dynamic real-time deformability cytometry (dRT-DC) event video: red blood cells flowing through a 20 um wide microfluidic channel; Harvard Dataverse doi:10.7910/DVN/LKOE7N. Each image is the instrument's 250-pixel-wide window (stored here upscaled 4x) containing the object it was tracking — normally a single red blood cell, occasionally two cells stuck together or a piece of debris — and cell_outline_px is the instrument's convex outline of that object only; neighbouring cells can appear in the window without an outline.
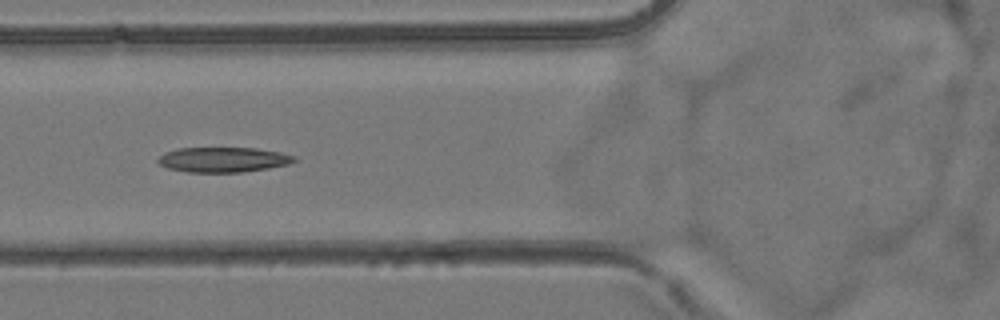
{"species": "common noctule bat (a hibernating species)", "species_latin": "Nyctalus noctula", "temperature_condition": "room temperature", "stored_images_in_passage": 8, "camera_frame_rate_fps": 3000, "um_per_image_px": 0.085, "animal": {"sex": "female", "body_mass_g": 24.6, "forearm_length_mm": 56.2}, "frame": {"image": 1, "passage_image": 5, "time_ms": 4.667, "image_size_px": [1000, 320], "cell_outline_px": [[296, 160], [288, 164], [268, 168], [240, 172], [188, 172], [168, 168], [160, 164], [156, 160], [164, 152], [176, 148], [256, 148], [280, 152], [296, 156]], "centroid_in_image_um": [18.95, 13.56], "position_along_channel_um": 106.8, "area_um2": 19.83}}
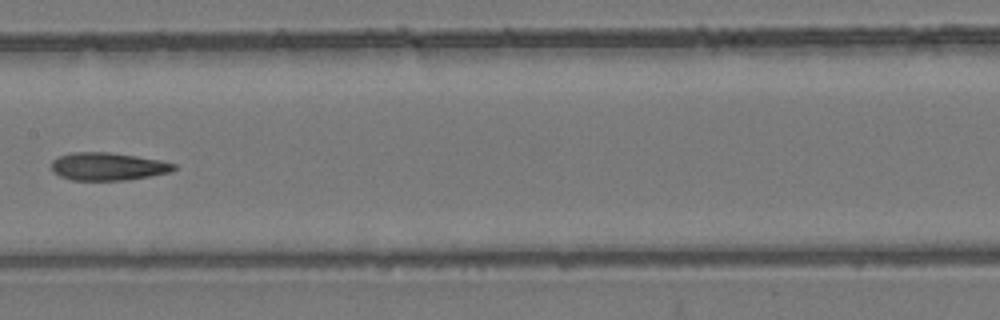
{"frame": {"image": 2, "passage_image": 7, "time_ms": 7.0, "image_size_px": [1000, 320], "cell_outline_px": [[176, 168], [172, 172], [128, 180], [72, 180], [60, 176], [52, 172], [52, 160], [60, 156], [72, 152], [108, 152], [136, 156], [160, 160], [176, 164]], "centroid_in_image_um": [9.18, 14.15], "position_along_channel_um": 198.2, "area_um2": 19.88}}
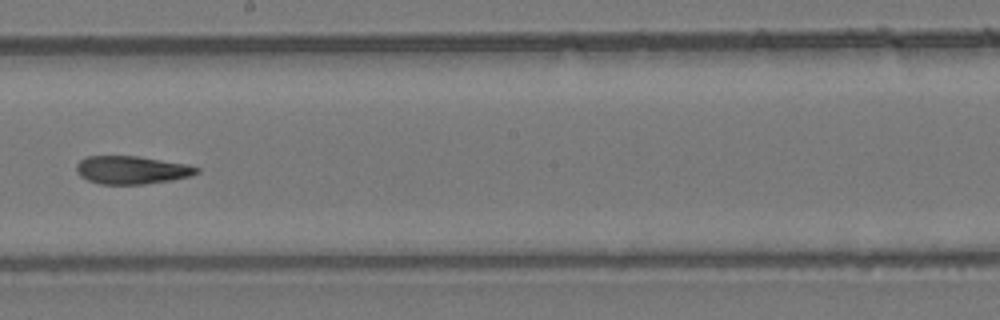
{"frame": {"image": 3, "passage_image": 8, "time_ms": 8.0, "image_size_px": [1000, 320], "cell_outline_px": [[200, 172], [192, 176], [172, 180], [144, 184], [100, 184], [88, 180], [80, 176], [76, 172], [76, 164], [80, 160], [88, 156], [136, 156], [188, 164], [200, 168]], "centroid_in_image_um": [11.22, 14.45], "position_along_channel_um": 237.0, "area_um2": 19.77}}